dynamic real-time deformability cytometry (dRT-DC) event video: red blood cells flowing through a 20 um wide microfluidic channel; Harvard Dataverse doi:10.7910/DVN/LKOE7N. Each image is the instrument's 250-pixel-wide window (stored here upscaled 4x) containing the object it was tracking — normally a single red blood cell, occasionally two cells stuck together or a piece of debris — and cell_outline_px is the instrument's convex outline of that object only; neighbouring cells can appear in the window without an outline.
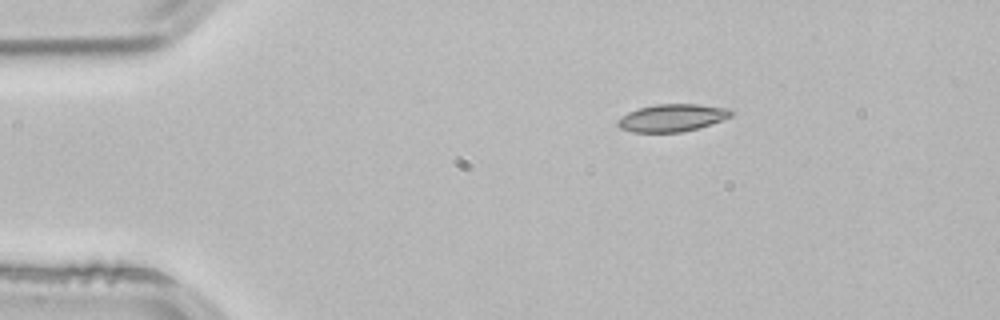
{"species": "common noctule bat (a hibernating species)", "species_latin": "Nyctalus noctula", "temperature_condition": "room temperature", "stored_images_in_passage": 2, "camera_frame_rate_fps": 3000, "um_per_image_px": 0.085, "animal": {"sex": "male", "body_mass_g": 21.5, "forearm_length_mm": 52.0}, "frame": {"image": 1, "passage_image": 1, "time_ms": 0.0, "image_size_px": [1000, 320], "cell_outline_px": [[732, 116], [696, 128], [680, 132], [632, 132], [620, 128], [616, 124], [616, 120], [620, 116], [628, 112], [640, 108], [656, 104], [700, 104], [732, 108]], "centroid_in_image_um": [57.1, 10.0], "position_along_channel_um": 27.9, "area_um2": 18.09}}